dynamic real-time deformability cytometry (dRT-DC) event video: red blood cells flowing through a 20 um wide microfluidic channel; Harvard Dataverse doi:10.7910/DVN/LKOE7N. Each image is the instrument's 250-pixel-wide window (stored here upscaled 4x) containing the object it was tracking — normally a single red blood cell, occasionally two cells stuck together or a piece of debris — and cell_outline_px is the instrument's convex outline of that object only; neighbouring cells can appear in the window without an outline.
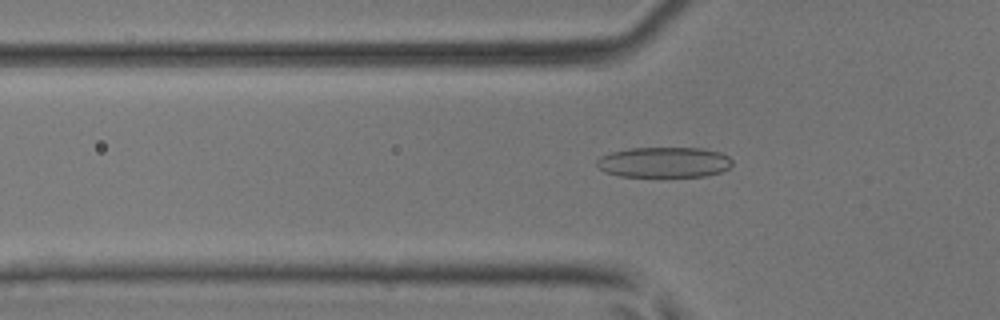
{"species": "common noctule bat (a hibernating species)", "species_latin": "Nyctalus noctula", "temperature_condition": "room temperature", "stored_images_in_passage": 48, "camera_frame_rate_fps": 3000, "um_per_image_px": 0.085, "animal": {"sex": "male", "body_mass_g": 17.9, "forearm_length_mm": 54.2}, "frame": {"image": 1, "passage_image": 16, "time_ms": 5.0, "image_size_px": [1000, 320], "cell_outline_px": [[732, 164], [728, 168], [720, 172], [704, 176], [620, 176], [604, 172], [596, 164], [596, 160], [600, 156], [612, 152], [628, 148], [704, 148], [720, 152], [728, 156], [732, 160]], "centroid_in_image_um": [56.44, 13.78], "position_along_channel_um": 69.4, "area_um2": 24.04}}
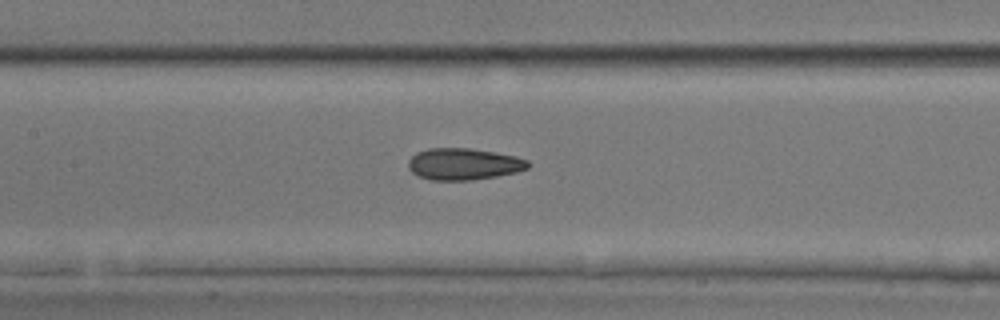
{"frame": {"image": 2, "passage_image": 23, "time_ms": 7.333, "image_size_px": [1000, 320], "cell_outline_px": [[532, 164], [528, 168], [516, 172], [496, 176], [472, 180], [432, 180], [416, 176], [408, 168], [408, 160], [416, 152], [428, 148], [472, 148], [496, 152], [516, 156], [528, 160]], "centroid_in_image_um": [39.41, 13.94], "position_along_channel_um": 168.0, "area_um2": 22.37}}
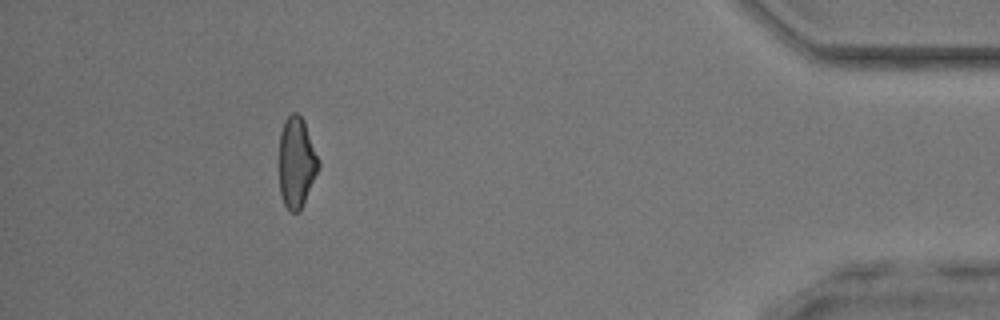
{"frame": {"image": 3, "passage_image": 44, "time_ms": 14.333, "image_size_px": [1000, 320], "cell_outline_px": [[320, 168], [300, 212], [292, 212], [284, 204], [280, 192], [280, 132], [284, 120], [292, 112], [296, 112], [304, 120], [320, 164]], "centroid_in_image_um": [25.21, 13.81], "position_along_channel_um": 410.0, "area_um2": 20.75}, "authors_computed_cell_mechanics": {"area_um2": 22.1085, "velocity_mm_per_s": 4.2397, "shape_relaxation_time_tau1_ms": null, "shape_relaxation_time_tau2_ms": 2.1256, "deformation_change_tau1": null, "deformation_change_tau2": 0.0968}}